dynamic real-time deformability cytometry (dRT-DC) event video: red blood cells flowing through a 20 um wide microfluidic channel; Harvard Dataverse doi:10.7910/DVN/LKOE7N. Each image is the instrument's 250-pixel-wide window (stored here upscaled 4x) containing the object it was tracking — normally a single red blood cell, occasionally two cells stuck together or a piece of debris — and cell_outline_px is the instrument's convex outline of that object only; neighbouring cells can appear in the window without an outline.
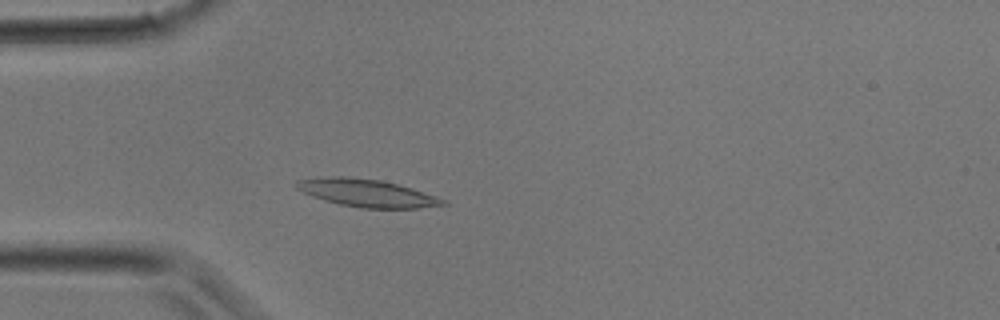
{"species": "common noctule bat (a hibernating species)", "species_latin": "Nyctalus noctula", "temperature_condition": "room temperature", "stored_images_in_passage": 31, "camera_frame_rate_fps": 3000, "um_per_image_px": 0.085, "animal": {"sex": "male", "body_mass_g": 17.9}, "frame": {"image": 1, "passage_image": 8, "time_ms": 2.333, "image_size_px": [1000, 320], "cell_outline_px": [[448, 204], [416, 208], [360, 208], [340, 204], [324, 200], [312, 196], [296, 188], [292, 184], [296, 180], [332, 176], [344, 176], [380, 180], [412, 188], [436, 196], [444, 200]], "centroid_in_image_um": [31.14, 16.4], "position_along_channel_um": 53.9, "area_um2": 23.41}}
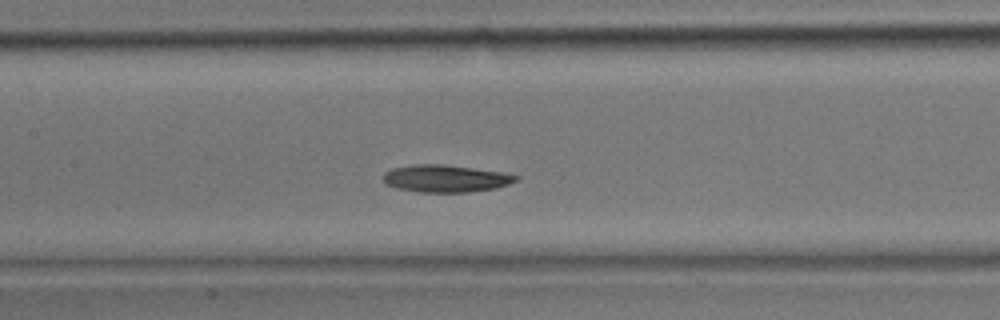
{"frame": {"image": 2, "passage_image": 14, "time_ms": 4.333, "image_size_px": [1000, 320], "cell_outline_px": [[520, 176], [516, 180], [508, 184], [496, 188], [468, 192], [420, 192], [396, 188], [384, 184], [384, 172], [392, 168], [412, 164], [440, 164], [472, 168], [500, 172]], "centroid_in_image_um": [37.82, 15.17], "position_along_channel_um": 169.6, "area_um2": 20.98}}
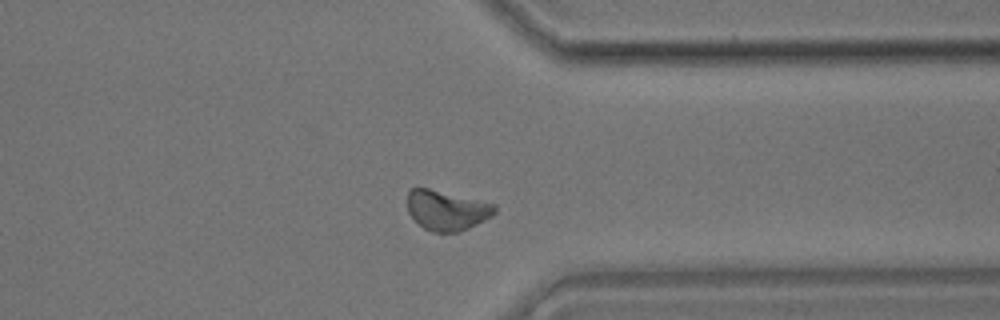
{"frame": {"image": 3, "passage_image": 24, "time_ms": 7.667, "image_size_px": [1000, 320], "cell_outline_px": [[496, 212], [492, 216], [460, 232], [432, 232], [424, 228], [408, 212], [408, 192], [412, 188], [428, 188], [496, 204]], "centroid_in_image_um": [37.99, 17.87], "position_along_channel_um": 373.4, "area_um2": 20.11}}